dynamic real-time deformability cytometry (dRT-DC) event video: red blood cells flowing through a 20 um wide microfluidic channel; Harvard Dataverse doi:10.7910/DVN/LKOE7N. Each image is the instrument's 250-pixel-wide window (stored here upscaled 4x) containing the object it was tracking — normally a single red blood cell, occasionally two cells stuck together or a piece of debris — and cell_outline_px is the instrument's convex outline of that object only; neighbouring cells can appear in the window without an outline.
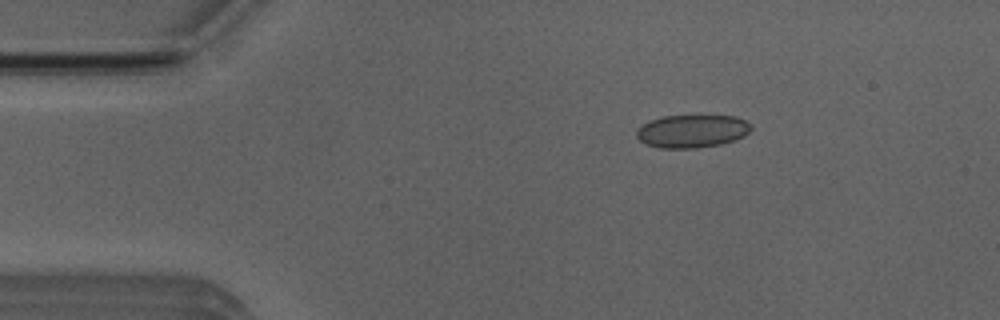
{"species": "Egyptian fruit bat (a non-hibernating species)", "species_latin": "Rousettus aegyptiacus", "temperature_condition": "room temperature", "stored_images_in_passage": 3, "camera_frame_rate_fps": 3000, "um_per_image_px": 0.085, "animal": {"sex": "male"}, "frame": {"image": 1, "passage_image": 2, "time_ms": 1.333, "image_size_px": [1000, 320], "cell_outline_px": [[752, 128], [744, 136], [720, 144], [696, 148], [660, 148], [648, 144], [640, 140], [636, 136], [636, 128], [648, 120], [664, 116], [700, 112], [736, 116], [752, 124]], "centroid_in_image_um": [58.83, 11.08], "position_along_channel_um": 26.2, "area_um2": 23.0}}